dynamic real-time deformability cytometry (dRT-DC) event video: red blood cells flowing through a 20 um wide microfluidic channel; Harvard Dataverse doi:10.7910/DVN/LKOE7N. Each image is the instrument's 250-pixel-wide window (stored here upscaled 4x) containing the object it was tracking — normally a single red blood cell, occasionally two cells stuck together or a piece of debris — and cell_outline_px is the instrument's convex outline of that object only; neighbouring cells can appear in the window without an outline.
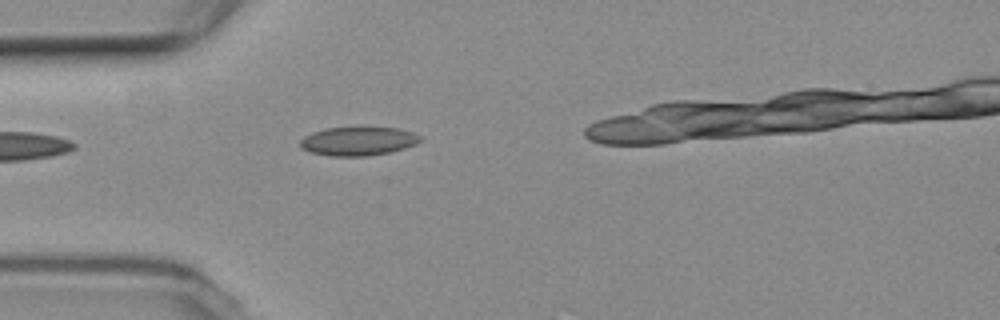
{"species": "common noctule bat (a hibernating species)", "species_latin": "Nyctalus noctula", "temperature_condition": "room temperature", "stored_images_in_passage": 3, "camera_frame_rate_fps": 3000, "um_per_image_px": 0.085, "animal": {"sex": "female", "body_mass_g": 19.3, "forearm_length_mm": 54.1}, "frame": {"image": 1, "passage_image": 3, "time_ms": 2.667, "image_size_px": [1000, 320], "cell_outline_px": [[420, 140], [404, 148], [388, 152], [368, 156], [328, 156], [312, 152], [300, 148], [300, 140], [304, 136], [312, 132], [324, 128], [400, 128], [412, 132], [420, 136]], "centroid_in_image_um": [30.38, 12.0], "position_along_channel_um": 54.6, "area_um2": 19.83}}